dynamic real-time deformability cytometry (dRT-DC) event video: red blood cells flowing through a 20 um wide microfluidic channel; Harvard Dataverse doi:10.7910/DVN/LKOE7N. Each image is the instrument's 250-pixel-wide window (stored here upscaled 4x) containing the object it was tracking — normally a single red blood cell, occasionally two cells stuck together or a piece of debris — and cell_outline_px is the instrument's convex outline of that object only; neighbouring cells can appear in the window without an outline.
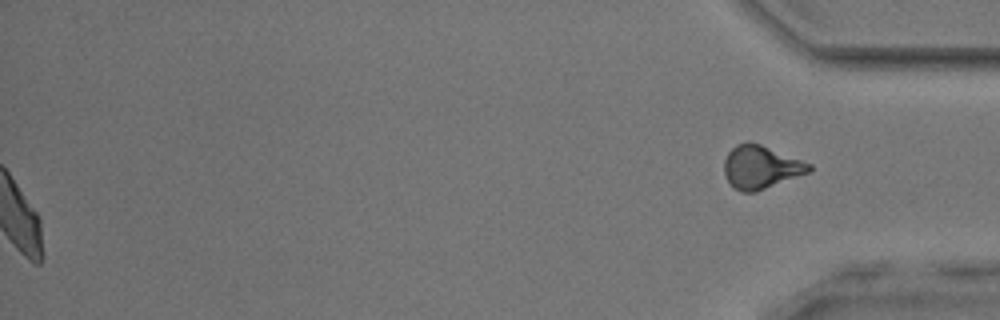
{"species": "common noctule bat (a hibernating species)", "species_latin": "Nyctalus noctula", "temperature_condition": "room temperature", "stored_images_in_passage": 52, "segment_of_instrument_passage": [2, 2], "camera_frame_rate_fps": 3000, "um_per_image_px": 0.085, "animal": {"sex": "male", "body_mass_g": 17.9, "forearm_length_mm": 54.2}, "frame": {"image": 1, "passage_image": 52, "time_ms": 17.0, "image_size_px": [1000, 320], "cell_outline_px": [[812, 168], [808, 172], [756, 192], [744, 192], [732, 188], [724, 172], [724, 160], [728, 152], [736, 144], [748, 140], [760, 144], [812, 164]], "centroid_in_image_um": [64.63, 14.19], "position_along_channel_um": 370.6, "area_um2": 21.27}}